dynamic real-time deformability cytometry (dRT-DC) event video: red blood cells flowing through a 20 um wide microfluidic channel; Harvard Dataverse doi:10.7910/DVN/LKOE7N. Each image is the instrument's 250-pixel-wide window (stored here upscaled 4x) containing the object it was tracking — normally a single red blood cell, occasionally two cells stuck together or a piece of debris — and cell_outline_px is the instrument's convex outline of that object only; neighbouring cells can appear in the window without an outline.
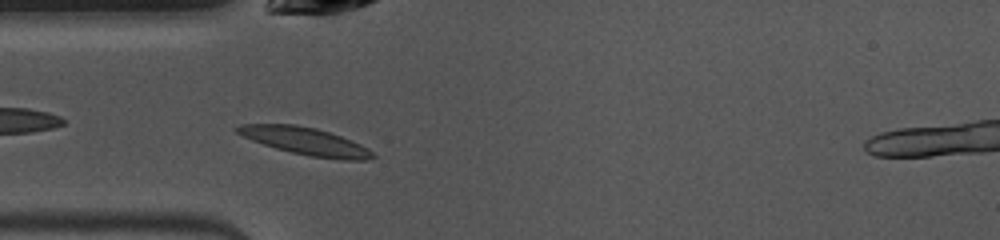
{"species": "common noctule bat (a hibernating species)", "species_latin": "Nyctalus noctula", "temperature_condition": "warm", "stored_images_in_passage": 40, "camera_frame_rate_fps": 3000, "um_per_image_px": 0.085, "animal": {"sex": "female", "body_mass_g": 10.0, "forearm_length_mm": 53.1}, "frame": {"image": 1, "passage_image": 3, "time_ms": 0.667, "image_size_px": [1000, 240], "cell_outline_px": [[376, 156], [368, 160], [344, 160], [312, 156], [292, 152], [276, 148], [252, 140], [236, 132], [232, 128], [240, 124], [296, 124], [316, 128], [340, 136], [360, 144], [368, 148]], "centroid_in_image_um": [25.95, 11.99], "position_along_channel_um": 59.1, "area_um2": 21.44}}
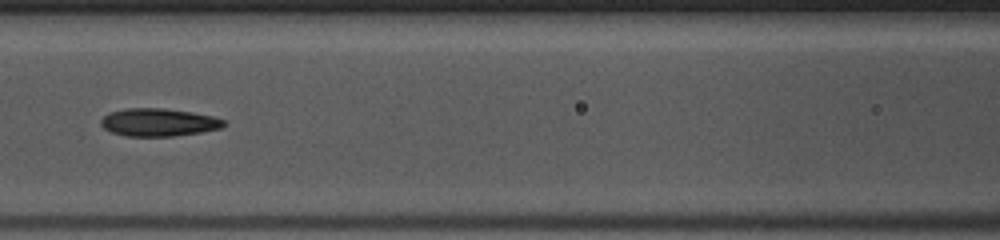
{"frame": {"image": 2, "passage_image": 10, "time_ms": 3.0, "image_size_px": [1000, 240], "cell_outline_px": [[228, 124], [220, 128], [200, 132], [172, 136], [124, 136], [112, 132], [104, 128], [100, 124], [100, 120], [108, 112], [128, 108], [164, 108], [192, 112], [212, 116], [224, 120]], "centroid_in_image_um": [13.46, 10.39], "position_along_channel_um": 153.1, "area_um2": 19.94}}
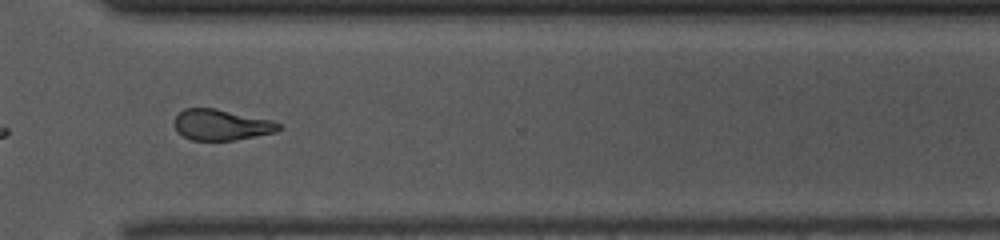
{"frame": {"image": 3, "passage_image": 25, "time_ms": 8.0, "image_size_px": [1000, 240], "cell_outline_px": [[284, 128], [276, 132], [236, 140], [192, 140], [184, 136], [172, 124], [172, 120], [184, 108], [216, 108], [272, 120], [280, 124]], "centroid_in_image_um": [18.83, 10.6], "position_along_channel_um": 351.8, "area_um2": 18.9}, "authors_computed_cell_mechanics": {"area_um2": 19.9699, "velocity_mm_per_s": 3.9743, "shape_relaxation_time_tau1_ms": 3.8704, "shape_relaxation_time_tau2_ms": 3.1113, "deformation_change_tau1": 0.1605, "deformation_change_tau2": 0.1335}}